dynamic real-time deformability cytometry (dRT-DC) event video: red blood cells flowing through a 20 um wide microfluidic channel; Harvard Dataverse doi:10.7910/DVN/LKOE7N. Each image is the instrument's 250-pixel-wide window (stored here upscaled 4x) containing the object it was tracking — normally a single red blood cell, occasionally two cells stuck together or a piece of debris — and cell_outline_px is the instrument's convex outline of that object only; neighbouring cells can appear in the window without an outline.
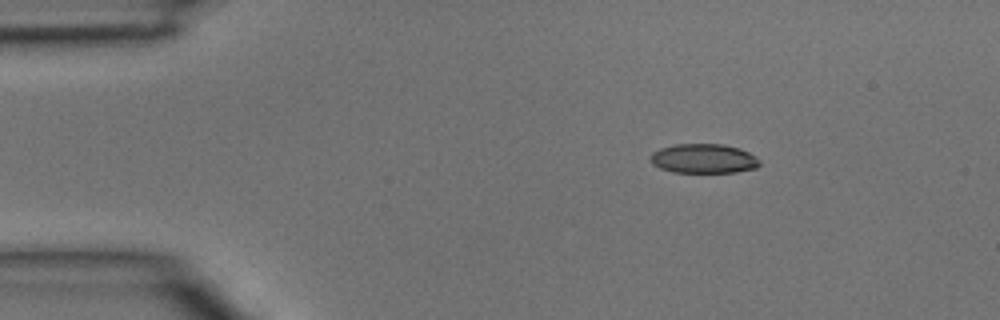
{"species": "common noctule bat (a hibernating species)", "species_latin": "Nyctalus noctula", "temperature_condition": "room temperature", "stored_images_in_passage": 3, "segment_of_instrument_passage": [1, 2], "camera_frame_rate_fps": 3000, "um_per_image_px": 0.085, "animal": {"sex": "male", "body_mass_g": 15.6}, "frame": {"image": 1, "passage_image": 1, "time_ms": 0.0, "image_size_px": [1000, 320], "cell_outline_px": [[760, 164], [756, 168], [736, 172], [672, 172], [660, 168], [652, 164], [648, 156], [652, 152], [660, 148], [676, 144], [724, 144], [740, 148], [756, 156], [760, 160]], "centroid_in_image_um": [59.8, 13.47], "position_along_channel_um": 25.2, "area_um2": 18.9}}